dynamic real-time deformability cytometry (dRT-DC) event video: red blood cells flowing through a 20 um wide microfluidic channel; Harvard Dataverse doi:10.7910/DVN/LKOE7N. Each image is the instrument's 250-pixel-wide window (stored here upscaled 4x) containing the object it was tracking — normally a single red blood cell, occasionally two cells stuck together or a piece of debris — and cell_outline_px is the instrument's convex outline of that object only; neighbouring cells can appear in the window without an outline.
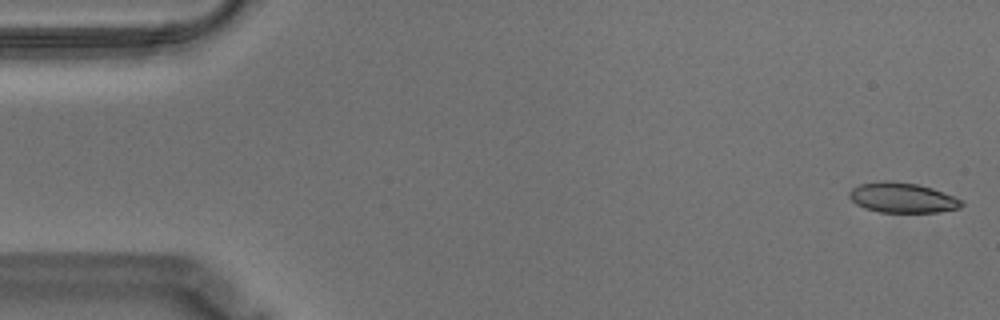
{"species": "Egyptian fruit bat (a non-hibernating species)", "species_latin": "Rousettus aegyptiacus", "temperature_condition": "warm", "stored_images_in_passage": 56, "camera_frame_rate_fps": 3000, "um_per_image_px": 0.085, "animal": {"sex": "male"}, "frame": {"image": 1, "passage_image": 1, "time_ms": 0.0, "image_size_px": [1000, 320], "cell_outline_px": [[964, 204], [960, 208], [940, 212], [880, 212], [864, 208], [856, 204], [848, 196], [848, 192], [852, 188], [860, 184], [884, 180], [892, 180], [916, 184], [932, 188], [964, 200]], "centroid_in_image_um": [76.7, 16.8], "position_along_channel_um": 8.3, "area_um2": 19.83}}
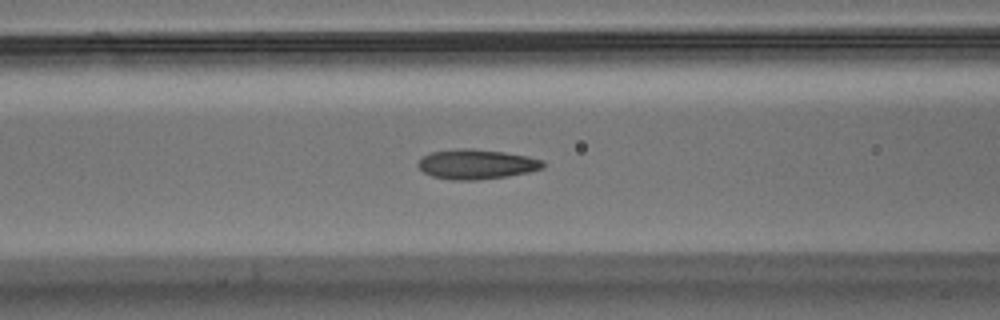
{"frame": {"image": 2, "passage_image": 22, "time_ms": 7.0, "image_size_px": [1000, 320], "cell_outline_px": [[544, 168], [528, 172], [508, 176], [476, 180], [452, 180], [432, 176], [424, 172], [416, 164], [424, 156], [432, 152], [460, 148], [472, 148], [504, 152], [528, 156], [544, 160]], "centroid_in_image_um": [40.53, 13.96], "position_along_channel_um": 126.1, "area_um2": 21.68}}
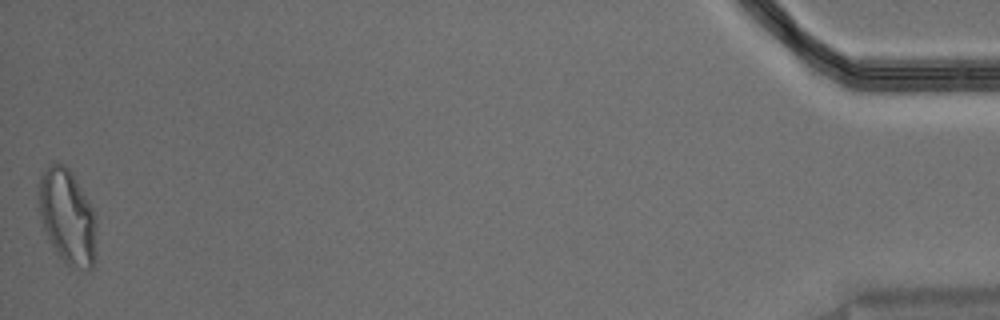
{"frame": {"image": 3, "passage_image": 56, "time_ms": 18.333, "image_size_px": [1000, 320], "cell_outline_px": [[96, 260], [92, 268], [84, 272], [72, 268], [60, 256], [52, 244], [44, 228], [40, 216], [36, 196], [40, 176], [48, 164], [64, 164], [72, 172], [96, 212]], "centroid_in_image_um": [5.75, 18.43], "position_along_channel_um": 429.5, "area_um2": 32.66}, "authors_computed_cell_mechanics": {"area_um2": 21.1837, "velocity_mm_per_s": 3.531, "shape_relaxation_time_tau1_ms": null, "shape_relaxation_time_tau2_ms": 1.4391, "deformation_change_tau1": null, "deformation_change_tau2": 0.0781}}